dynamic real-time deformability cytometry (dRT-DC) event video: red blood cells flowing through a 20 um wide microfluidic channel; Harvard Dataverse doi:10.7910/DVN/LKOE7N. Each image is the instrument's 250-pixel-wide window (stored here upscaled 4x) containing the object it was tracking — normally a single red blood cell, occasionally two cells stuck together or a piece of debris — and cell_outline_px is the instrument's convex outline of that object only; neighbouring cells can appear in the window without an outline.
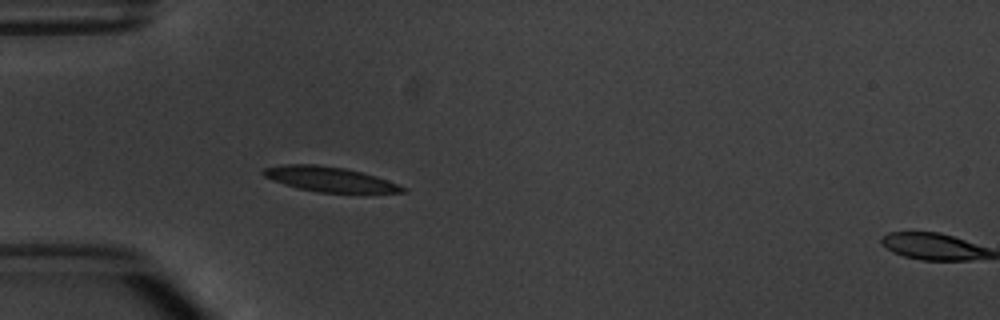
{"species": "common noctule bat (a hibernating species)", "species_latin": "Nyctalus noctula", "temperature_condition": "warm", "stored_images_in_passage": 7, "segment_of_instrument_passage": [1, 2], "camera_frame_rate_fps": 3000, "um_per_image_px": 0.085, "animal": {"sex": "male", "body_mass_g": 20.1, "forearm_length_mm": 53.5}, "frame": {"image": 1, "passage_image": 6, "time_ms": 7.0, "image_size_px": [1000, 320], "cell_outline_px": [[408, 192], [320, 192], [300, 188], [284, 184], [272, 180], [264, 176], [260, 172], [264, 168], [284, 164], [316, 164], [344, 168], [376, 176], [388, 180], [408, 188]], "centroid_in_image_um": [28.0, 15.22], "position_along_channel_um": 57.0, "area_um2": 19.94}}